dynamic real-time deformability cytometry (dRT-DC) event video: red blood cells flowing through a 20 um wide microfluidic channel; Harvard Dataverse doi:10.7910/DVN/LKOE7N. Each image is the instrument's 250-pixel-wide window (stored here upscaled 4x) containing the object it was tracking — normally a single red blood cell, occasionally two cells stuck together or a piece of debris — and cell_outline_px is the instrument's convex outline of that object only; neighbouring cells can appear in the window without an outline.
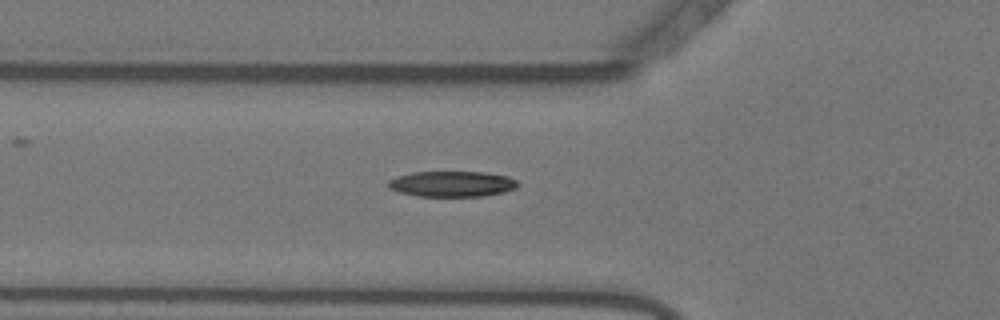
{"species": "Egyptian fruit bat (a non-hibernating species)", "species_latin": "Rousettus aegyptiacus", "temperature_condition": "warm", "stored_images_in_passage": 11, "camera_frame_rate_fps": 3000, "um_per_image_px": 0.085, "animal": {"sex": "female"}, "frame": {"image": 1, "passage_image": 3, "time_ms": 0.667, "image_size_px": [1000, 320], "cell_outline_px": [[520, 184], [516, 188], [504, 192], [484, 196], [416, 196], [400, 192], [388, 188], [388, 180], [396, 176], [412, 172], [484, 172], [508, 176], [516, 180]], "centroid_in_image_um": [38.42, 15.63], "position_along_channel_um": 87.4, "area_um2": 19.48}}
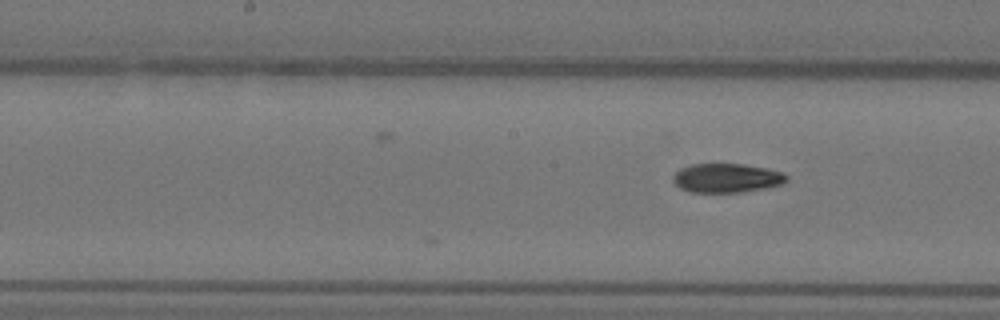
{"frame": {"image": 2, "passage_image": 11, "time_ms": 3.333, "image_size_px": [1000, 320], "cell_outline_px": [[788, 180], [780, 184], [764, 188], [740, 192], [688, 192], [680, 188], [672, 180], [672, 176], [680, 168], [692, 164], [744, 164], [768, 168], [780, 172], [788, 176]], "centroid_in_image_um": [61.73, 15.12], "position_along_channel_um": 186.5, "area_um2": 19.19}}